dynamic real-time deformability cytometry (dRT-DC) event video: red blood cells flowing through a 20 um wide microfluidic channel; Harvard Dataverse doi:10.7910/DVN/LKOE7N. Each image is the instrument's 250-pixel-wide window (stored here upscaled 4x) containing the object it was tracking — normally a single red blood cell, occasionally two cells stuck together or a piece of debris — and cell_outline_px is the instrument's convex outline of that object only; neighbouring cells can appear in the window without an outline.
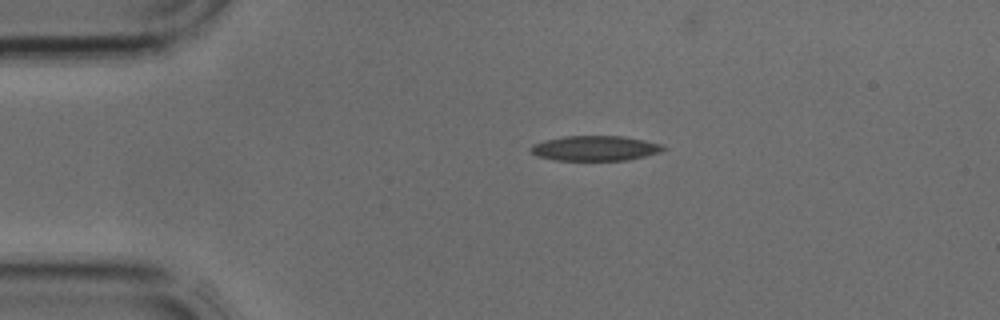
{"species": "common noctule bat (a hibernating species)", "species_latin": "Nyctalus noctula", "temperature_condition": "cold", "stored_images_in_passage": 3, "camera_frame_rate_fps": 3000, "um_per_image_px": 0.085, "animal": {"sex": "male", "body_mass_g": 17.9, "forearm_length_mm": 54.2}, "frame": {"image": 1, "passage_image": 1, "time_ms": 0.0, "image_size_px": [1000, 320], "cell_outline_px": [[668, 148], [660, 152], [628, 160], [556, 160], [536, 156], [528, 152], [528, 148], [532, 144], [564, 136], [624, 136], [664, 144]], "centroid_in_image_um": [50.58, 12.6], "position_along_channel_um": 34.4, "area_um2": 19.48}}
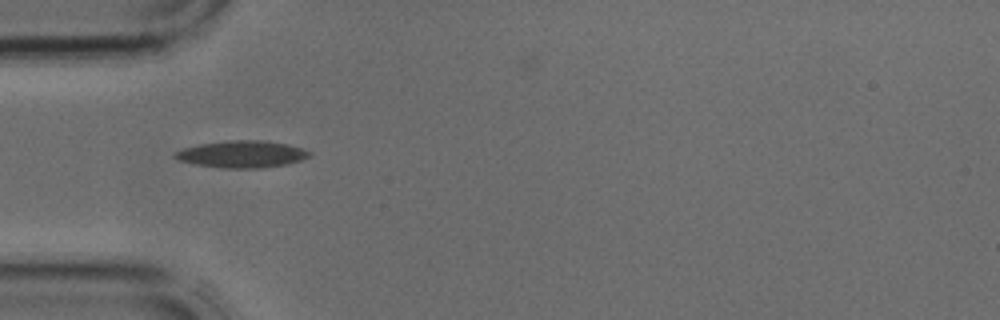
{"frame": {"image": 2, "passage_image": 2, "time_ms": 0.333, "image_size_px": [1000, 320], "cell_outline_px": [[312, 156], [288, 164], [264, 168], [224, 168], [196, 164], [180, 160], [172, 156], [176, 152], [184, 148], [200, 144], [224, 140], [268, 140], [288, 144], [304, 148], [312, 152]], "centroid_in_image_um": [20.64, 13.09], "position_along_channel_um": 64.4, "area_um2": 21.33}}